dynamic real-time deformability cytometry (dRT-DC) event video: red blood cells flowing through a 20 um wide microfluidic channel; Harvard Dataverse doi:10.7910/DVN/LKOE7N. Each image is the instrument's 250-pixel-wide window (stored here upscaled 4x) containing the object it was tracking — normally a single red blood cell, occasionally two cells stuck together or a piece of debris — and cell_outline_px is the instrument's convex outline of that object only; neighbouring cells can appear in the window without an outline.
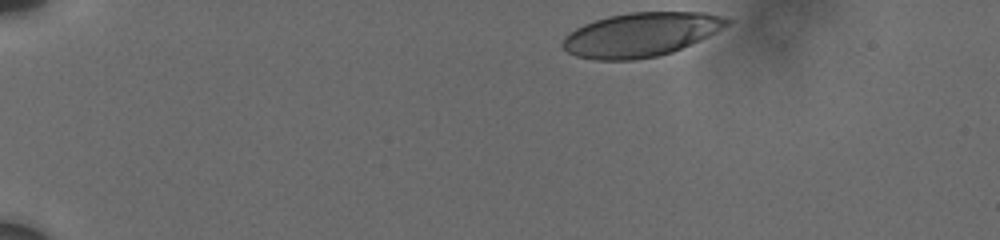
{"species": "human", "species_latin": "Homo sapiens", "temperature_condition": "cold", "stored_images_in_passage": 28, "camera_frame_rate_fps": 3000, "um_per_image_px": 0.085, "donor": {"sex": "male"}, "frame": {"image": 1, "passage_image": 1, "time_ms": 0.0, "image_size_px": [1000, 240], "cell_outline_px": [[732, 24], [700, 40], [672, 52], [656, 56], [632, 60], [596, 60], [576, 56], [568, 52], [560, 44], [564, 36], [576, 28], [584, 24], [608, 16], [628, 12], [704, 12], [724, 16], [732, 20]], "centroid_in_image_um": [54.49, 2.93], "position_along_channel_um": 30.5, "area_um2": 42.31}}
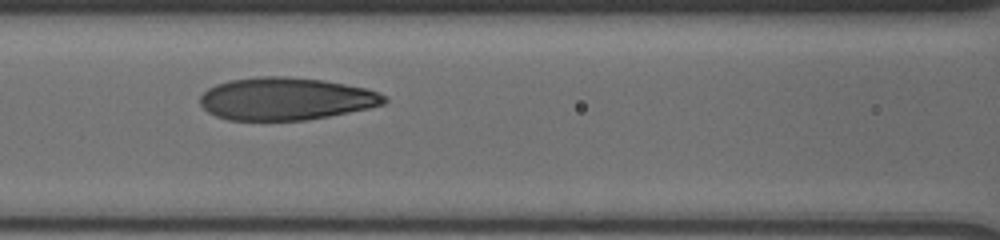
{"frame": {"image": 2, "passage_image": 16, "time_ms": 5.667, "image_size_px": [1000, 240], "cell_outline_px": [[388, 100], [384, 104], [368, 108], [308, 120], [228, 120], [216, 116], [208, 112], [200, 104], [200, 96], [208, 88], [216, 84], [228, 80], [256, 76], [288, 76], [324, 80], [364, 88], [376, 92], [384, 96]], "centroid_in_image_um": [24.25, 8.39], "position_along_channel_um": 142.4, "area_um2": 45.66}}
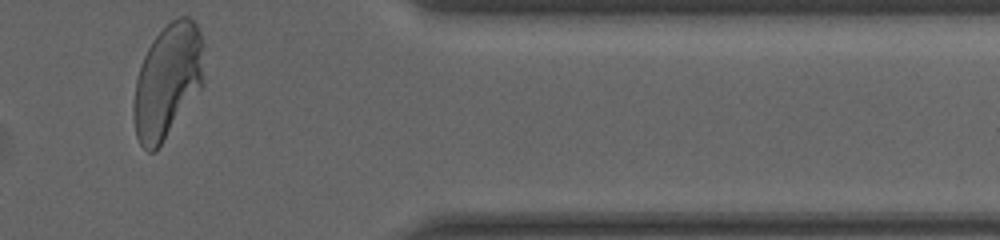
{"frame": {"image": 3, "passage_image": 28, "time_ms": 13.0, "image_size_px": [1000, 240], "cell_outline_px": [[204, 84], [160, 144], [152, 152], [148, 152], [140, 144], [136, 136], [132, 112], [132, 104], [136, 80], [140, 64], [148, 48], [156, 36], [172, 20], [180, 16], [188, 16], [196, 24], [200, 32], [204, 44]], "centroid_in_image_um": [14.25, 6.86], "position_along_channel_um": 397.2, "area_um2": 46.7}, "authors_computed_cell_mechanics": {"area_um2": 45.3441, "velocity_mm_per_s": 3.6906, "shape_relaxation_time_tau1_ms": 4.431, "shape_relaxation_time_tau2_ms": 0.9046, "deformation_change_tau1": 0.1894, "deformation_change_tau2": 0.0668}}